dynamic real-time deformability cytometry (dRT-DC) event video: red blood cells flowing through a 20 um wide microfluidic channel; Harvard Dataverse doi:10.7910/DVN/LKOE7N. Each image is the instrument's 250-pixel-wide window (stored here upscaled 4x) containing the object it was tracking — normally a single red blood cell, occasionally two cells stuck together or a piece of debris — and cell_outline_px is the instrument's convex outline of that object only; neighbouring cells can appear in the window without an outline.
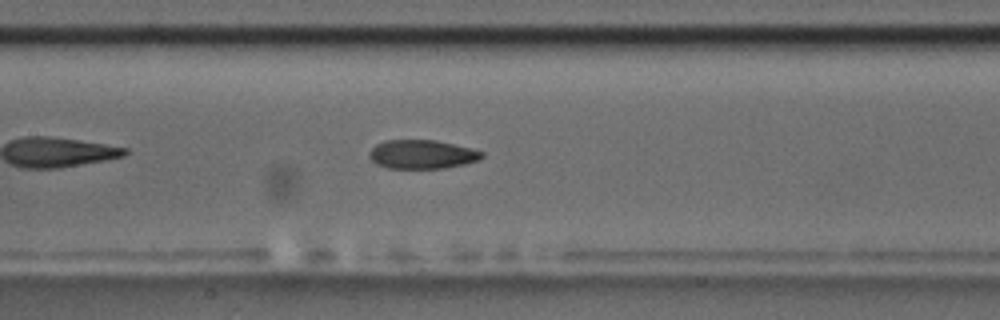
{"species": "common noctule bat (a hibernating species)", "species_latin": "Nyctalus noctula", "temperature_condition": "room temperature", "stored_images_in_passage": 41, "camera_frame_rate_fps": 3000, "um_per_image_px": 0.085, "animal": {"sex": "male", "body_mass_g": 17.5, "forearm_length_mm": 52.3}, "frame": {"image": 1, "passage_image": 12, "time_ms": 3.667, "image_size_px": [1000, 320], "cell_outline_px": [[484, 156], [480, 160], [464, 164], [444, 168], [388, 168], [376, 164], [368, 156], [368, 152], [376, 144], [384, 140], [436, 140], [484, 152]], "centroid_in_image_um": [35.84, 13.12], "position_along_channel_um": 171.6, "area_um2": 18.9}, "authors_computed_cell_mechanics": {"area_um2": 19.5942, "velocity_mm_per_s": 3.721, "shape_relaxation_time_tau1_ms": 8.7337, "shape_relaxation_time_tau2_ms": 3.2798, "deformation_change_tau1": 0.2083, "deformation_change_tau2": 0.098}}